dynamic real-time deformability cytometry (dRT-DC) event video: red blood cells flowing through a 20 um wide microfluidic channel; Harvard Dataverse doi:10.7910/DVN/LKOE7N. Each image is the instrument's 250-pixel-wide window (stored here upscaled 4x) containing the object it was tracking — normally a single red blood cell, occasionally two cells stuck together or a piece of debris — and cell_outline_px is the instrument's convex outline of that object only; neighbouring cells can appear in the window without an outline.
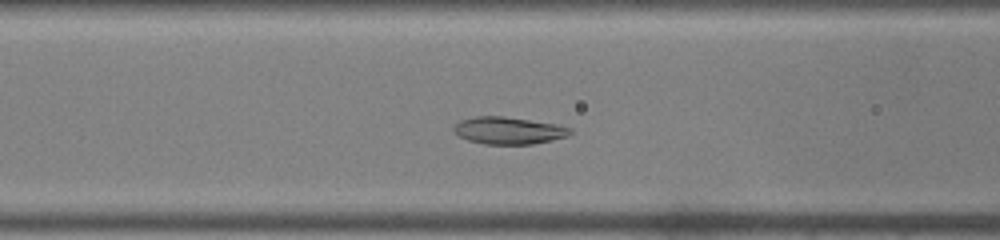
{"species": "common noctule bat (a hibernating species)", "species_latin": "Nyctalus noctula", "temperature_condition": "warm", "stored_images_in_passage": 42, "camera_frame_rate_fps": 3000, "um_per_image_px": 0.085, "animal": {"sex": "male", "body_mass_g": 19.0, "forearm_length_mm": 50.8}, "frame": {"image": 1, "passage_image": 13, "time_ms": 4.0, "image_size_px": [1000, 240], "cell_outline_px": [[572, 132], [568, 136], [552, 140], [532, 144], [484, 144], [468, 140], [452, 132], [452, 128], [460, 120], [476, 116], [504, 116], [560, 124], [572, 128]], "centroid_in_image_um": [43.25, 11.09], "position_along_channel_um": 123.4, "area_um2": 18.67}}
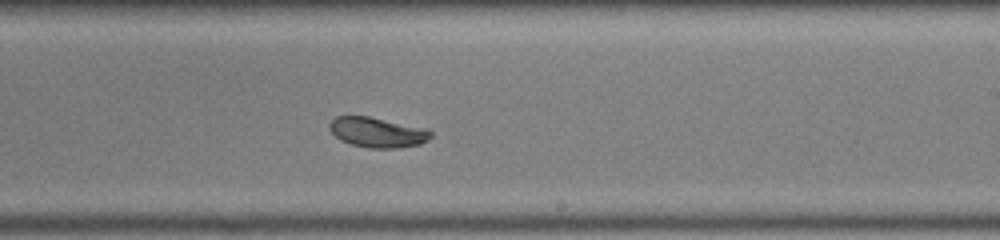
{"frame": {"image": 2, "passage_image": 23, "time_ms": 7.333, "image_size_px": [1000, 240], "cell_outline_px": [[432, 136], [428, 140], [420, 144], [400, 148], [368, 148], [352, 144], [340, 140], [328, 128], [328, 124], [336, 116], [368, 116], [428, 128], [432, 132]], "centroid_in_image_um": [32.11, 11.25], "position_along_channel_um": 256.9, "area_um2": 17.92}}
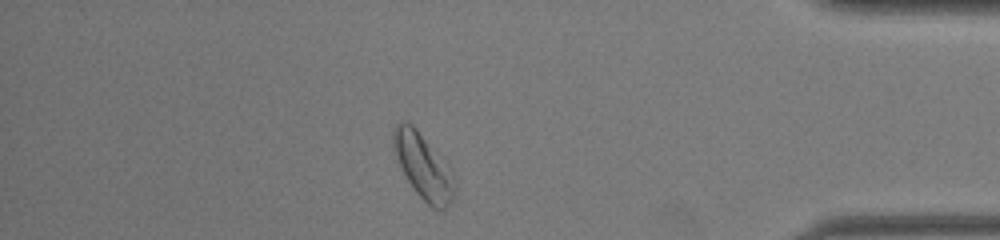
{"frame": {"image": 3, "passage_image": 36, "time_ms": 11.667, "image_size_px": [1000, 240], "cell_outline_px": [[456, 196], [444, 208], [432, 208], [416, 192], [408, 180], [396, 160], [392, 148], [392, 132], [396, 124], [400, 120], [404, 120], [412, 124], [416, 128], [452, 168], [456, 180]], "centroid_in_image_um": [35.99, 14.1], "position_along_channel_um": 399.2, "area_um2": 23.7}, "authors_computed_cell_mechanics": {"area_um2": 19.0162, "velocity_mm_per_s": 4.0274, "shape_relaxation_time_tau1_ms": 5.2722, "shape_relaxation_time_tau2_ms": null, "deformation_change_tau1": 0.138, "deformation_change_tau2": null}}